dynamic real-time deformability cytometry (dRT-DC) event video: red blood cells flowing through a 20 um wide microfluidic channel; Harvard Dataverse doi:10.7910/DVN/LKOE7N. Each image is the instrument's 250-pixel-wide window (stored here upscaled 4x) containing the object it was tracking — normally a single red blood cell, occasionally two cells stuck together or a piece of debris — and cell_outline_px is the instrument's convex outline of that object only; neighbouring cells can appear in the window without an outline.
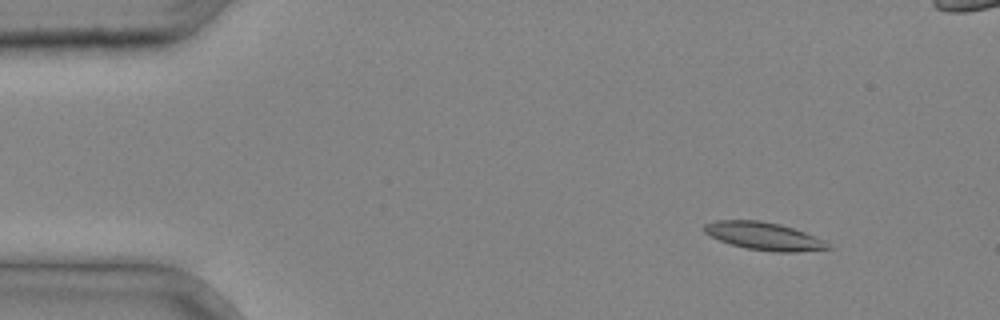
{"species": "common noctule bat (a hibernating species)", "species_latin": "Nyctalus noctula", "temperature_condition": "cold", "stored_images_in_passage": 32, "camera_frame_rate_fps": 3000, "um_per_image_px": 0.085, "animal": {"sex": "male", "body_mass_g": 20.4}, "frame": {"image": 1, "passage_image": 1, "time_ms": 0.0, "image_size_px": [1000, 320], "cell_outline_px": [[832, 248], [796, 252], [772, 252], [744, 248], [708, 236], [704, 232], [704, 224], [716, 220], [760, 220], [780, 224], [816, 236], [824, 240]], "centroid_in_image_um": [64.91, 20.07], "position_along_channel_um": 20.1, "area_um2": 20.06}}
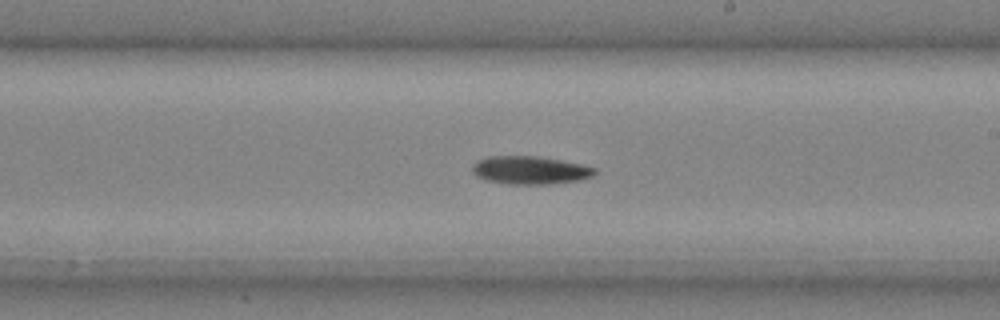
{"frame": {"image": 2, "passage_image": 19, "time_ms": 6.0, "image_size_px": [1000, 320], "cell_outline_px": [[596, 172], [592, 176], [576, 180], [548, 184], [508, 184], [488, 180], [476, 176], [472, 172], [472, 164], [476, 160], [488, 156], [536, 156], [560, 160], [580, 164], [596, 168]], "centroid_in_image_um": [45.0, 14.45], "position_along_channel_um": 244.0, "area_um2": 19.88}}
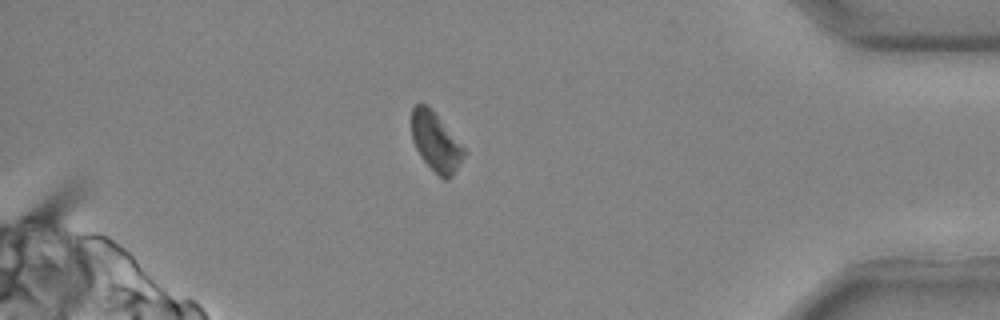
{"frame": {"image": 3, "passage_image": 30, "time_ms": 9.667, "image_size_px": [1000, 320], "cell_outline_px": [[468, 152], [452, 176], [448, 180], [444, 180], [420, 156], [412, 140], [412, 108], [416, 104], [428, 104]], "centroid_in_image_um": [37.06, 12.06], "position_along_channel_um": 398.1, "area_um2": 17.92}}